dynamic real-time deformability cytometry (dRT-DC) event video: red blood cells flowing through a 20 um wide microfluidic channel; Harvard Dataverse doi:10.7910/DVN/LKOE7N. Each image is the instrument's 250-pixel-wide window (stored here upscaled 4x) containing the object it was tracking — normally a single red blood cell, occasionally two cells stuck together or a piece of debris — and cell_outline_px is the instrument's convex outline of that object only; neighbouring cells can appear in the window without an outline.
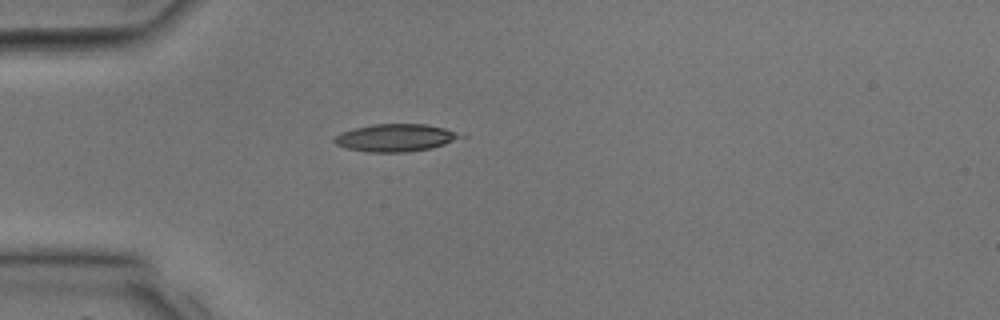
{"species": "common noctule bat (a hibernating species)", "species_latin": "Nyctalus noctula", "temperature_condition": "room temperature", "stored_images_in_passage": 34, "camera_frame_rate_fps": 3000, "um_per_image_px": 0.085, "animal": {"sex": "male", "body_mass_g": 17.9, "forearm_length_mm": 54.2}, "frame": {"image": 1, "passage_image": 10, "time_ms": 3.0, "image_size_px": [1000, 320], "cell_outline_px": [[468, 136], [432, 148], [408, 152], [368, 152], [348, 148], [336, 144], [332, 140], [340, 132], [372, 124], [428, 124], [444, 128]], "centroid_in_image_um": [33.65, 11.71], "position_along_channel_um": 51.4, "area_um2": 20.23}}
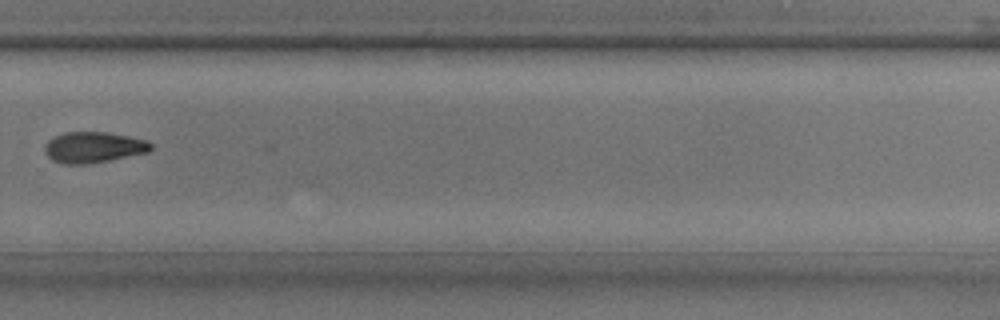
{"frame": {"image": 2, "passage_image": 24, "time_ms": 7.667, "image_size_px": [1000, 320], "cell_outline_px": [[152, 148], [148, 152], [88, 164], [64, 164], [52, 160], [48, 156], [44, 148], [44, 144], [52, 136], [64, 132], [108, 132], [148, 140], [152, 144]], "centroid_in_image_um": [7.92, 12.51], "position_along_channel_um": 321.9, "area_um2": 19.19}}
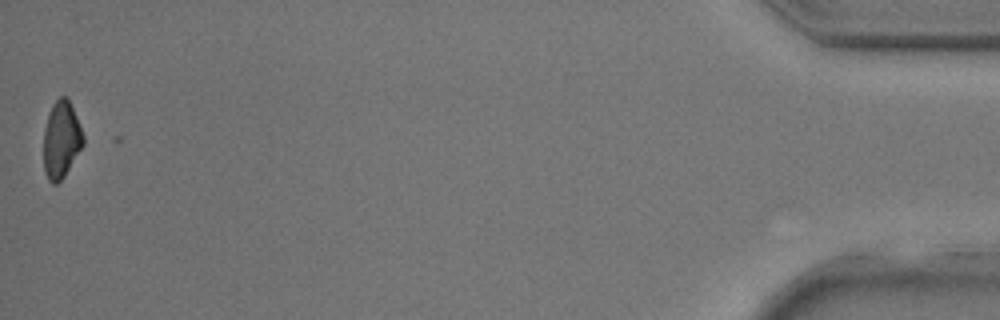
{"frame": {"image": 3, "passage_image": 34, "time_ms": 11.0, "image_size_px": [1000, 320], "cell_outline_px": [[84, 144], [64, 176], [56, 184], [52, 184], [48, 180], [44, 172], [44, 132], [48, 112], [52, 104], [60, 96], [68, 96], [84, 136]], "centroid_in_image_um": [5.2, 11.85], "position_along_channel_um": 430.0, "area_um2": 17.8}}